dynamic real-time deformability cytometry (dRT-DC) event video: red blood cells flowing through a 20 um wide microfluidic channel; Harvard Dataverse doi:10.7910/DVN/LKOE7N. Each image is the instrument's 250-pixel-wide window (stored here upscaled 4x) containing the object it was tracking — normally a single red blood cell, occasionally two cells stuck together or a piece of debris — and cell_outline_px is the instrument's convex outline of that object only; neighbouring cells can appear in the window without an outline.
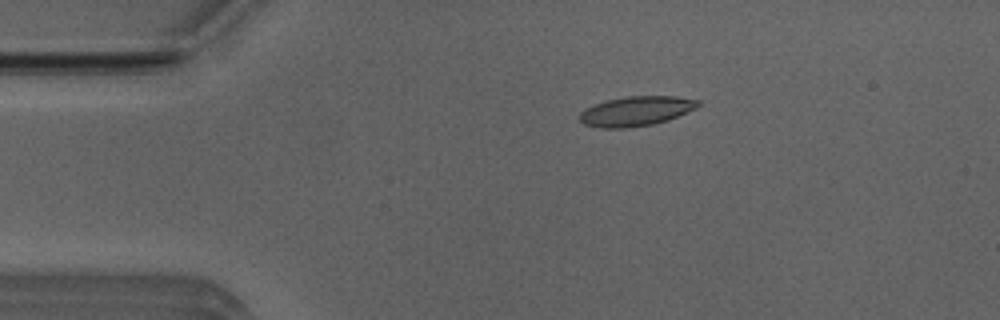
{"species": "Egyptian fruit bat (a non-hibernating species)", "species_latin": "Rousettus aegyptiacus", "temperature_condition": "room temperature", "stored_images_in_passage": 51, "camera_frame_rate_fps": 3000, "um_per_image_px": 0.085, "animal": {"sex": "male"}, "frame": {"image": 1, "passage_image": 9, "time_ms": 2.667, "image_size_px": [1000, 320], "cell_outline_px": [[700, 104], [696, 108], [668, 120], [652, 124], [624, 128], [600, 128], [584, 124], [576, 116], [580, 112], [596, 104], [608, 100], [628, 96], [676, 96], [700, 100]], "centroid_in_image_um": [54.07, 9.45], "position_along_channel_um": 30.9, "area_um2": 20.35}}
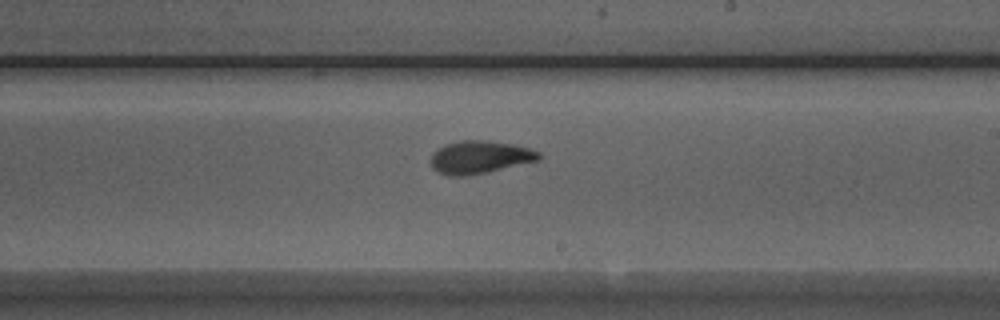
{"frame": {"image": 2, "passage_image": 29, "time_ms": 9.333, "image_size_px": [1000, 320], "cell_outline_px": [[540, 160], [484, 172], [464, 176], [448, 176], [436, 172], [432, 168], [428, 160], [432, 152], [448, 144], [460, 140], [484, 140], [512, 144], [528, 148], [540, 152]], "centroid_in_image_um": [40.71, 13.36], "position_along_channel_um": 248.3, "area_um2": 20.58}}
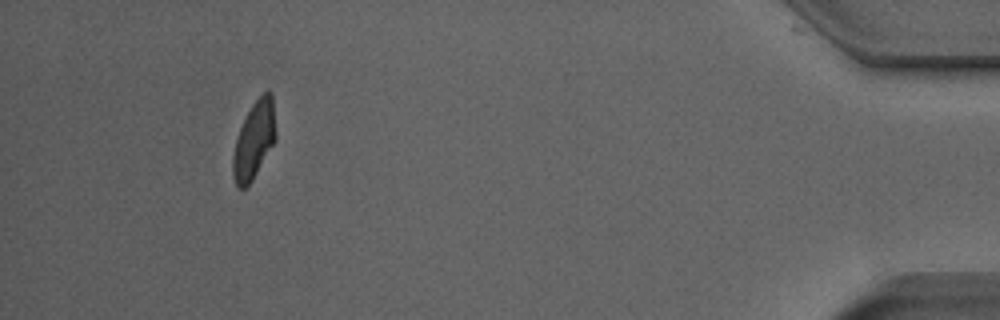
{"frame": {"image": 3, "passage_image": 47, "time_ms": 15.333, "image_size_px": [1000, 320], "cell_outline_px": [[276, 140], [252, 180], [244, 188], [236, 188], [232, 172], [232, 160], [236, 140], [240, 128], [252, 104], [268, 88], [272, 92], [276, 132]], "centroid_in_image_um": [21.61, 11.9], "position_along_channel_um": 413.6, "area_um2": 19.25}, "authors_computed_cell_mechanics": {"area_um2": 19.9988, "velocity_mm_per_s": 3.9417, "shape_relaxation_time_tau1_ms": 7.3833, "shape_relaxation_time_tau2_ms": 1.421, "deformation_change_tau1": 0.2014, "deformation_change_tau2": 0.0653}}